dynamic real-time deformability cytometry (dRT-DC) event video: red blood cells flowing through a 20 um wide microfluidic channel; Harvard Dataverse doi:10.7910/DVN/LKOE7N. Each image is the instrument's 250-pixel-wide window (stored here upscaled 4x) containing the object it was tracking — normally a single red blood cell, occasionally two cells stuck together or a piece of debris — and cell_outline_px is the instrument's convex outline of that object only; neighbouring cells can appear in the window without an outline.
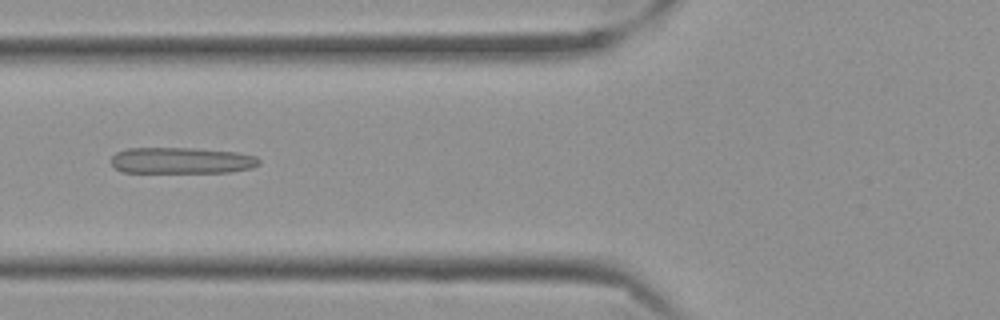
{"species": "Egyptian fruit bat (a non-hibernating species)", "species_latin": "Rousettus aegyptiacus", "temperature_condition": "cold", "stored_images_in_passage": 51, "camera_frame_rate_fps": 3000, "um_per_image_px": 0.085, "frame": {"image": 1, "passage_image": 16, "time_ms": 5.0, "image_size_px": [1000, 320], "cell_outline_px": [[260, 164], [252, 168], [232, 172], [120, 172], [112, 164], [112, 156], [116, 152], [128, 148], [196, 148], [236, 152], [256, 156], [260, 160]], "centroid_in_image_um": [15.45, 13.64], "position_along_channel_um": 110.3, "area_um2": 22.72}}
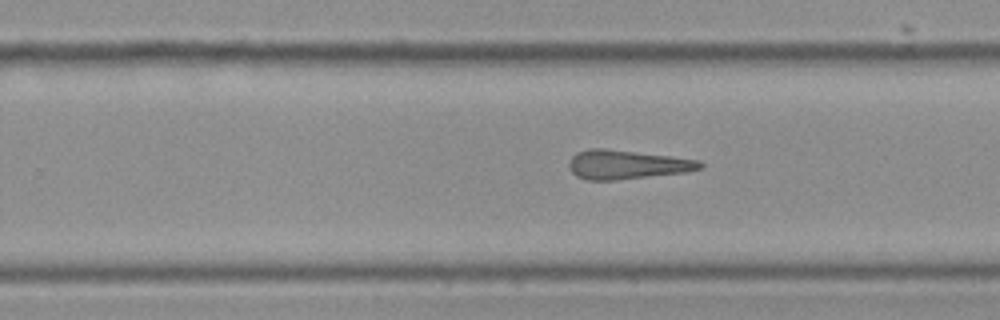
{"frame": {"image": 2, "passage_image": 30, "time_ms": 9.667, "image_size_px": [1000, 320], "cell_outline_px": [[704, 164], [700, 168], [684, 172], [616, 180], [588, 180], [576, 176], [568, 168], [568, 164], [572, 156], [576, 152], [588, 148], [604, 148], [700, 160]], "centroid_in_image_um": [53.22, 13.98], "position_along_channel_um": 276.6, "area_um2": 22.02}}
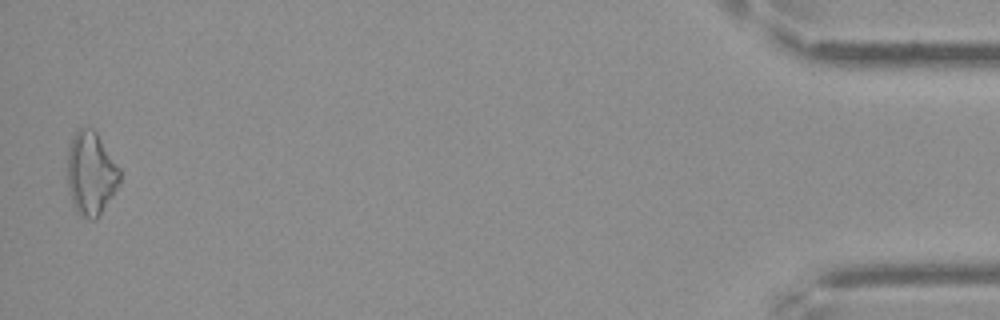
{"frame": {"image": 3, "passage_image": 50, "time_ms": 16.333, "image_size_px": [1000, 320], "cell_outline_px": [[120, 184], [96, 220], [92, 220], [80, 216], [76, 212], [68, 188], [68, 148], [72, 136], [80, 128], [92, 128], [96, 132], [120, 168]], "centroid_in_image_um": [7.73, 14.76], "position_along_channel_um": 427.5, "area_um2": 25.43}, "authors_computed_cell_mechanics": {"area_um2": 22.7154, "velocity_mm_per_s": 3.548, "shape_relaxation_time_tau1_ms": null, "shape_relaxation_time_tau2_ms": 5.5629, "deformation_change_tau1": null, "deformation_change_tau2": 0.225}}